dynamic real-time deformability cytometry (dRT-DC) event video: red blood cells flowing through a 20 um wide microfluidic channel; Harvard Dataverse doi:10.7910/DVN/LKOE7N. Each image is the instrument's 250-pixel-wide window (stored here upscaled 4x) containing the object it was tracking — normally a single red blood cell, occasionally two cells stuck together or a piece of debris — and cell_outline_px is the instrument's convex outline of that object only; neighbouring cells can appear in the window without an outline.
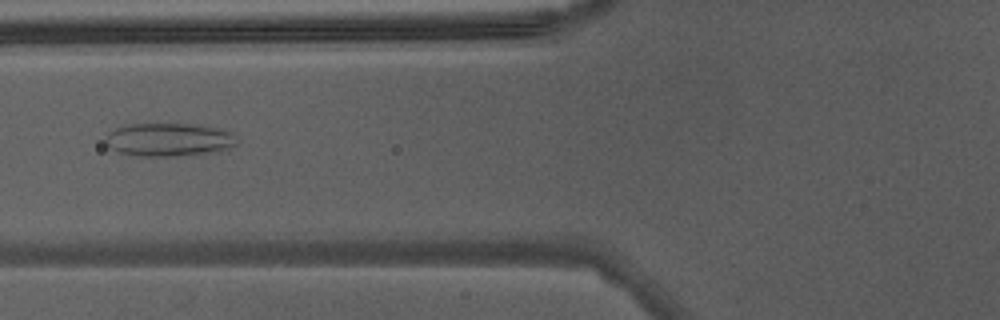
{"species": "Egyptian fruit bat (a non-hibernating species)", "species_latin": "Rousettus aegyptiacus", "temperature_condition": "warm", "stored_images_in_passage": 48, "camera_frame_rate_fps": 3000, "um_per_image_px": 0.085, "animal": {"sex": "male"}, "frame": {"image": 1, "passage_image": 21, "time_ms": 6.667, "image_size_px": [1000, 320], "cell_outline_px": [[236, 144], [232, 148], [220, 152], [196, 156], [136, 156], [120, 152], [112, 148], [104, 140], [108, 132], [124, 124], [200, 124], [220, 128], [232, 132], [236, 136]], "centroid_in_image_um": [14.44, 11.88], "position_along_channel_um": 111.4, "area_um2": 26.18}}